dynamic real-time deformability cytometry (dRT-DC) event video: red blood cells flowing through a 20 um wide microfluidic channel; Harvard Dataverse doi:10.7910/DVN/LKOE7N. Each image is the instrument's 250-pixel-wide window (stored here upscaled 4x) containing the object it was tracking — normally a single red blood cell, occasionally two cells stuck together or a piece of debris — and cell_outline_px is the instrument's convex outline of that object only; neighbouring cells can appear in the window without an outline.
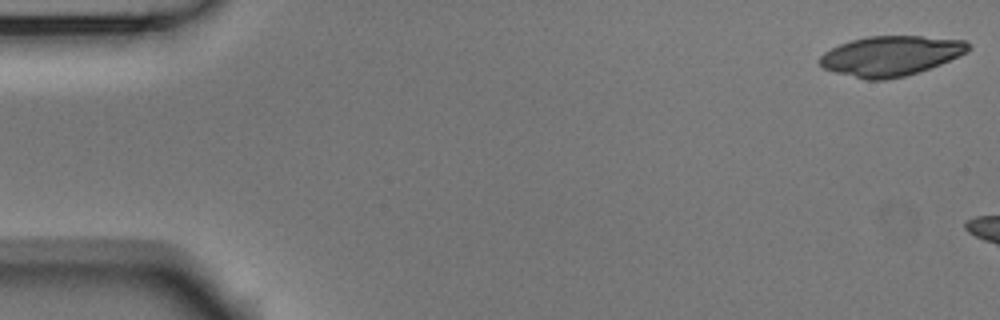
{"species": "Egyptian fruit bat (a non-hibernating species)", "species_latin": "Rousettus aegyptiacus", "temperature_condition": "room temperature", "stored_images_in_passage": 6, "camera_frame_rate_fps": 3000, "um_per_image_px": 0.085, "animal": {"sex": "male"}, "frame": {"image": 1, "passage_image": 1, "time_ms": 0.0, "image_size_px": [1000, 320], "cell_outline_px": [[972, 48], [968, 52], [940, 64], [920, 72], [904, 76], [884, 80], [864, 80], [836, 72], [824, 68], [820, 64], [820, 56], [824, 52], [840, 44], [852, 40], [868, 36], [920, 36], [964, 40]], "centroid_in_image_um": [75.73, 4.75], "position_along_channel_um": 9.3, "area_um2": 34.45}}